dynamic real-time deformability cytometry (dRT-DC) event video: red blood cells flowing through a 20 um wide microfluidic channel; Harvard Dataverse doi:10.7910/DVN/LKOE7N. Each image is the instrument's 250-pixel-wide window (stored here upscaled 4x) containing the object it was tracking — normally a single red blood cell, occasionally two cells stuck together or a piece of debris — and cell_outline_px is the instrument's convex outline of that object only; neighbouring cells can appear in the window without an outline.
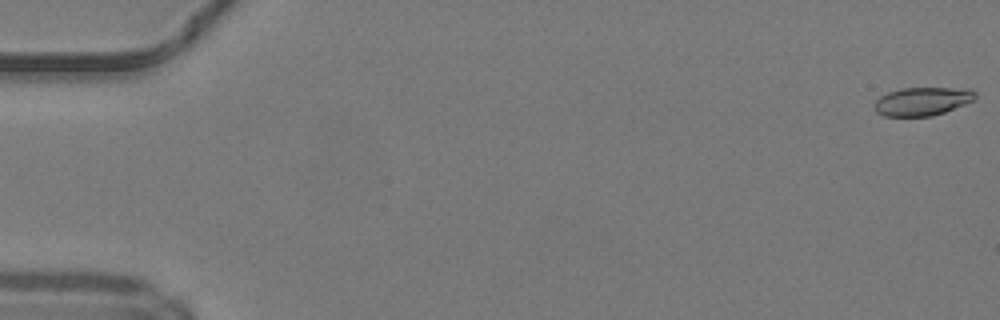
{"species": "common noctule bat (a hibernating species)", "species_latin": "Nyctalus noctula", "temperature_condition": "warm", "stored_images_in_passage": 50, "camera_frame_rate_fps": 3000, "um_per_image_px": 0.085, "animal": {"sex": "male", "body_mass_g": 19.2, "forearm_length_mm": 51.8}, "frame": {"image": 1, "passage_image": 1, "time_ms": 0.0, "image_size_px": [1000, 320], "cell_outline_px": [[976, 100], [944, 112], [932, 116], [884, 116], [876, 112], [876, 100], [880, 96], [888, 92], [900, 88], [972, 88], [976, 92]], "centroid_in_image_um": [78.45, 8.6], "position_along_channel_um": 6.5, "area_um2": 16.76}}
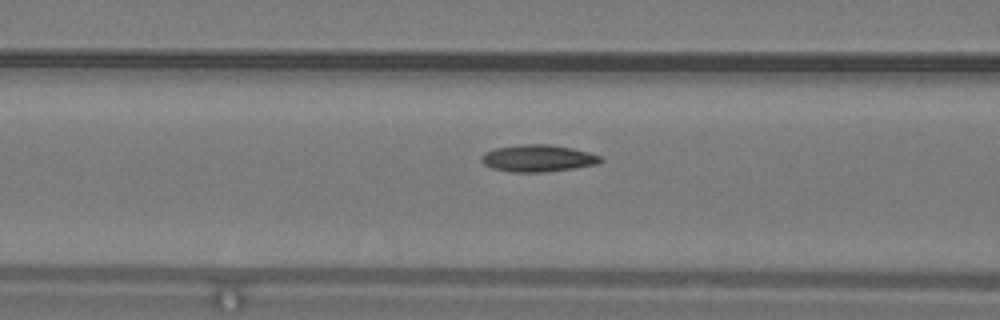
{"frame": {"image": 2, "passage_image": 21, "time_ms": 6.667, "image_size_px": [1000, 320], "cell_outline_px": [[604, 160], [596, 164], [572, 168], [544, 172], [512, 172], [492, 168], [484, 164], [480, 160], [480, 156], [484, 152], [496, 148], [520, 144], [552, 144], [572, 148], [588, 152], [600, 156]], "centroid_in_image_um": [45.69, 13.44], "position_along_channel_um": 120.9, "area_um2": 18.73}}
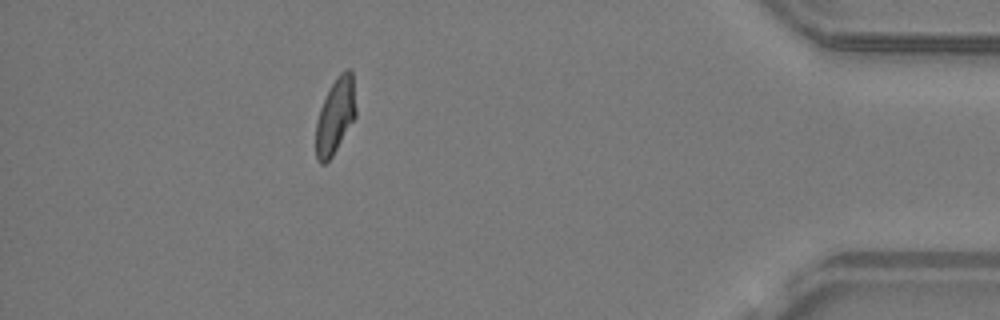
{"frame": {"image": 3, "passage_image": 45, "time_ms": 14.667, "image_size_px": [1000, 320], "cell_outline_px": [[356, 116], [332, 156], [324, 164], [320, 164], [316, 160], [316, 120], [320, 108], [336, 76], [344, 68], [352, 68], [356, 108]], "centroid_in_image_um": [28.51, 9.82], "position_along_channel_um": 406.7, "area_um2": 17.69}, "authors_computed_cell_mechanics": {"area_um2": 17.8602, "velocity_mm_per_s": 4.2093, "shape_relaxation_time_tau1_ms": 7.3135, "shape_relaxation_time_tau2_ms": 2.2465, "deformation_change_tau1": 0.2031, "deformation_change_tau2": 0.079}}